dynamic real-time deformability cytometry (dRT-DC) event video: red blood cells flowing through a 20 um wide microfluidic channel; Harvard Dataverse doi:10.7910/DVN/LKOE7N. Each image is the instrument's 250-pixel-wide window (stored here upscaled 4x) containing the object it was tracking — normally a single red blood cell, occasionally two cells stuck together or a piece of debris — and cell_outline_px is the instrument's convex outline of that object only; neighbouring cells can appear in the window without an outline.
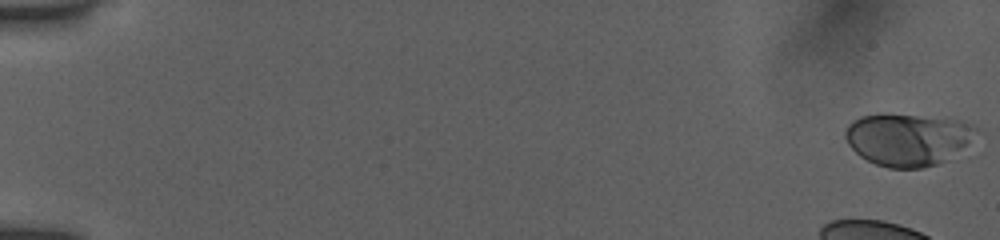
{"species": "human", "species_latin": "Homo sapiens", "temperature_condition": "room temperature", "stored_images_in_passage": 13, "camera_frame_rate_fps": 3000, "um_per_image_px": 0.085, "donor": {"sex": "female"}, "frame": {"image": 1, "passage_image": 1, "time_ms": 0.0, "image_size_px": [1000, 240], "cell_outline_px": [[976, 132], [964, 144], [944, 160], [936, 164], [920, 168], [888, 168], [876, 164], [860, 156], [848, 144], [844, 136], [844, 132], [848, 124], [852, 120], [860, 116], [916, 116], [956, 120], [976, 128]], "centroid_in_image_um": [77.04, 11.87], "position_along_channel_um": 8.0, "area_um2": 38.26}}